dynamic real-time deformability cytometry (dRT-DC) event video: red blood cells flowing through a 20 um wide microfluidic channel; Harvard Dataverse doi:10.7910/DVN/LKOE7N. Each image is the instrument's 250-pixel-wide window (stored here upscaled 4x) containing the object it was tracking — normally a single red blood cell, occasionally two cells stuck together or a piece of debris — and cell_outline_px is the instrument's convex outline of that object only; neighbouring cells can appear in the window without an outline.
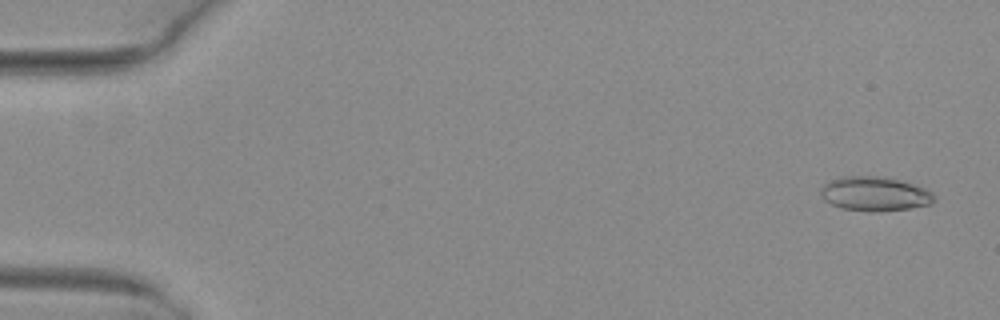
{"species": "common noctule bat (a hibernating species)", "species_latin": "Nyctalus noctula", "temperature_condition": "warm", "stored_images_in_passage": 30, "camera_frame_rate_fps": 3000, "um_per_image_px": 0.085, "animal": {"sex": "female", "body_mass_g": 29.2, "forearm_length_mm": 56.3}, "frame": {"image": 1, "passage_image": 3, "time_ms": 0.667, "image_size_px": [1000, 320], "cell_outline_px": [[936, 200], [932, 204], [908, 208], [872, 212], [840, 208], [824, 200], [820, 196], [820, 192], [832, 180], [840, 176], [876, 176], [900, 180], [924, 188], [932, 192], [936, 196]], "centroid_in_image_um": [74.38, 16.48], "position_along_channel_um": 10.6, "area_um2": 22.48}}
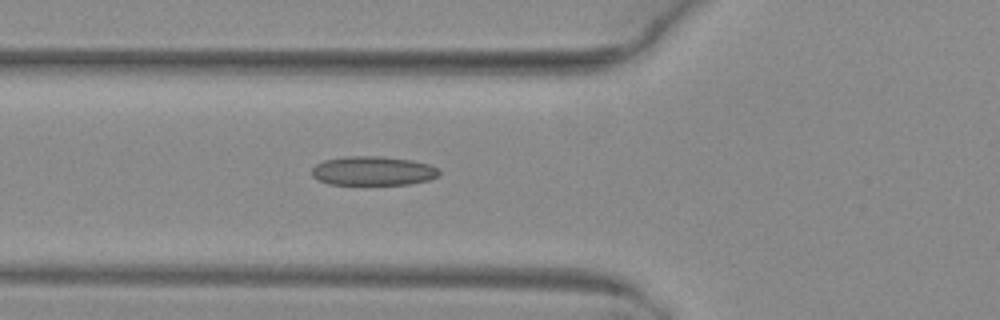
{"frame": {"image": 2, "passage_image": 20, "time_ms": 6.333, "image_size_px": [1000, 320], "cell_outline_px": [[440, 172], [436, 176], [428, 180], [408, 184], [328, 184], [312, 176], [312, 168], [316, 164], [324, 160], [344, 156], [380, 156], [412, 160], [428, 164], [436, 168]], "centroid_in_image_um": [31.67, 14.51], "position_along_channel_um": 94.1, "area_um2": 21.44}}
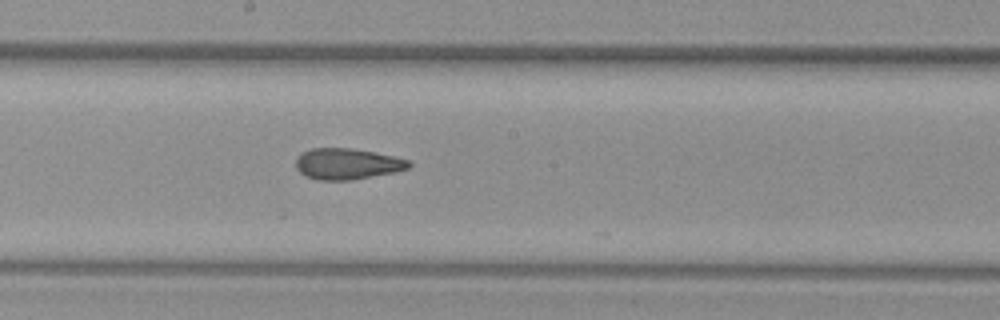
{"frame": {"image": 3, "passage_image": 29, "time_ms": 9.333, "image_size_px": [1000, 320], "cell_outline_px": [[412, 164], [408, 168], [392, 172], [352, 180], [316, 180], [304, 176], [296, 168], [296, 160], [300, 152], [312, 148], [348, 148], [372, 152], [392, 156], [408, 160]], "centroid_in_image_um": [29.44, 13.93], "position_along_channel_um": 218.8, "area_um2": 20.29}}